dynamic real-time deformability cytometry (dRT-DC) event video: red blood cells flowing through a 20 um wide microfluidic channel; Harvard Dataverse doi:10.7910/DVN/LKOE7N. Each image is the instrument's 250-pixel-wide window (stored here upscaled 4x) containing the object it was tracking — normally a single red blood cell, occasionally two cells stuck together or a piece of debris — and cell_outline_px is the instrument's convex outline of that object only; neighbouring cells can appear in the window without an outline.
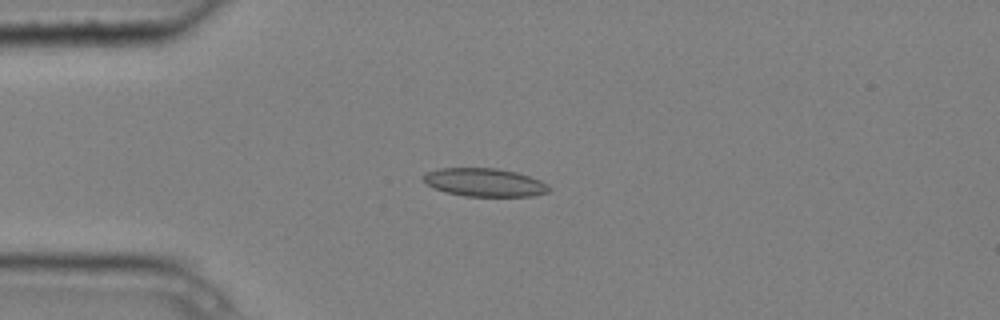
{"species": "common noctule bat (a hibernating species)", "species_latin": "Nyctalus noctula", "temperature_condition": "cold", "stored_images_in_passage": 7, "camera_frame_rate_fps": 3000, "um_per_image_px": 0.085, "animal": {"sex": "male", "body_mass_g": 20.4}, "frame": {"image": 1, "passage_image": 4, "time_ms": 1.0, "image_size_px": [1000, 320], "cell_outline_px": [[552, 188], [548, 192], [532, 196], [464, 196], [444, 192], [428, 184], [420, 176], [428, 172], [440, 168], [496, 168], [516, 172], [540, 180], [548, 184]], "centroid_in_image_um": [41.2, 15.5], "position_along_channel_um": 43.8, "area_um2": 20.63}}
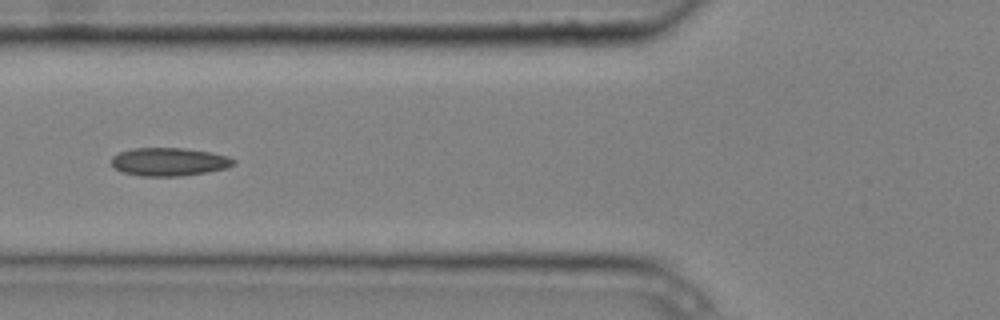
{"frame": {"image": 2, "passage_image": 6, "time_ms": 1.667, "image_size_px": [1000, 320], "cell_outline_px": [[236, 164], [224, 168], [208, 172], [180, 176], [140, 176], [124, 172], [112, 168], [112, 156], [120, 152], [136, 148], [184, 148], [212, 152], [228, 156], [236, 160]], "centroid_in_image_um": [14.39, 13.75], "position_along_channel_um": 111.4, "area_um2": 20.11}}
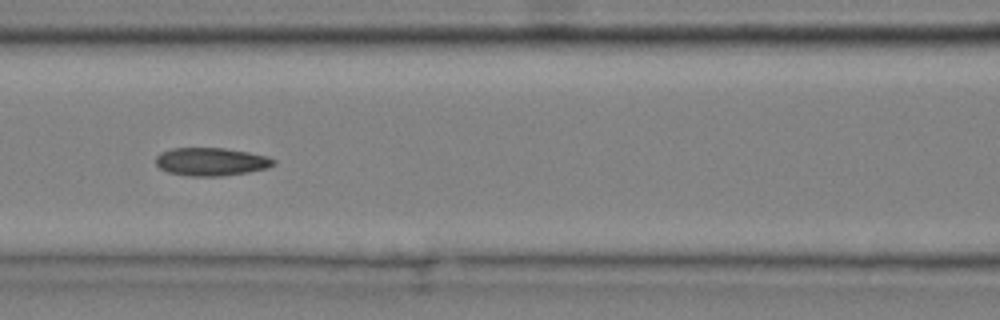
{"frame": {"image": 3, "passage_image": 7, "time_ms": 2.0, "image_size_px": [1000, 320], "cell_outline_px": [[276, 164], [268, 168], [248, 172], [224, 176], [188, 176], [168, 172], [160, 168], [156, 164], [156, 156], [160, 152], [172, 148], [224, 148], [248, 152], [268, 156], [276, 160]], "centroid_in_image_um": [17.96, 13.74], "position_along_channel_um": 148.6, "area_um2": 19.42}}